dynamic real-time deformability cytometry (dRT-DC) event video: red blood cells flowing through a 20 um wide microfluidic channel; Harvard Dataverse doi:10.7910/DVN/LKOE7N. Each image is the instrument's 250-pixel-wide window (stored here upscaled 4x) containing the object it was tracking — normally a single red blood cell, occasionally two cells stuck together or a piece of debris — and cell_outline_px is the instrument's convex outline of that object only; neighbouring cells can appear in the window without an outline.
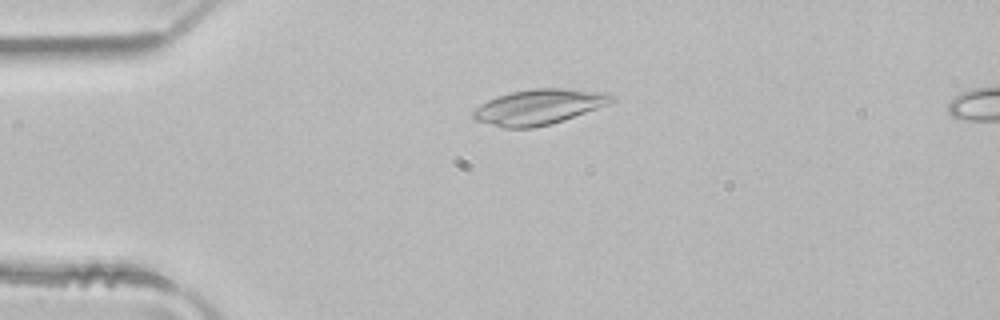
{"species": "common noctule bat (a hibernating species)", "species_latin": "Nyctalus noctula", "temperature_condition": "room temperature", "stored_images_in_passage": 4, "camera_frame_rate_fps": 3000, "um_per_image_px": 0.085, "animal": {"sex": "male", "body_mass_g": 21.5, "forearm_length_mm": 52.0}, "frame": {"image": 1, "passage_image": 2, "time_ms": 0.333, "image_size_px": [1000, 320], "cell_outline_px": [[616, 100], [608, 104], [548, 124], [532, 128], [504, 128], [476, 120], [472, 116], [472, 112], [480, 104], [496, 96], [512, 92], [532, 88], [560, 88], [608, 92]], "centroid_in_image_um": [45.77, 9.07], "position_along_channel_um": 39.2, "area_um2": 28.03}}
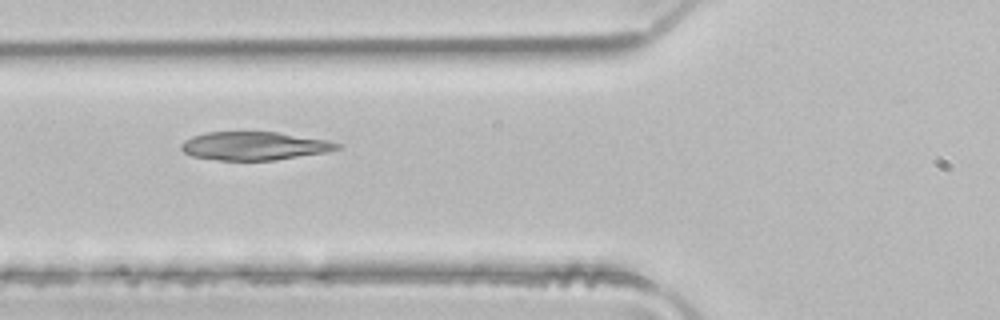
{"frame": {"image": 2, "passage_image": 4, "time_ms": 1.0, "image_size_px": [1000, 320], "cell_outline_px": [[340, 148], [324, 152], [272, 160], [220, 160], [192, 156], [184, 152], [180, 148], [180, 144], [184, 140], [192, 136], [204, 132], [276, 132], [328, 140], [340, 144]], "centroid_in_image_um": [21.55, 12.39], "position_along_channel_um": 104.2, "area_um2": 25.49}}